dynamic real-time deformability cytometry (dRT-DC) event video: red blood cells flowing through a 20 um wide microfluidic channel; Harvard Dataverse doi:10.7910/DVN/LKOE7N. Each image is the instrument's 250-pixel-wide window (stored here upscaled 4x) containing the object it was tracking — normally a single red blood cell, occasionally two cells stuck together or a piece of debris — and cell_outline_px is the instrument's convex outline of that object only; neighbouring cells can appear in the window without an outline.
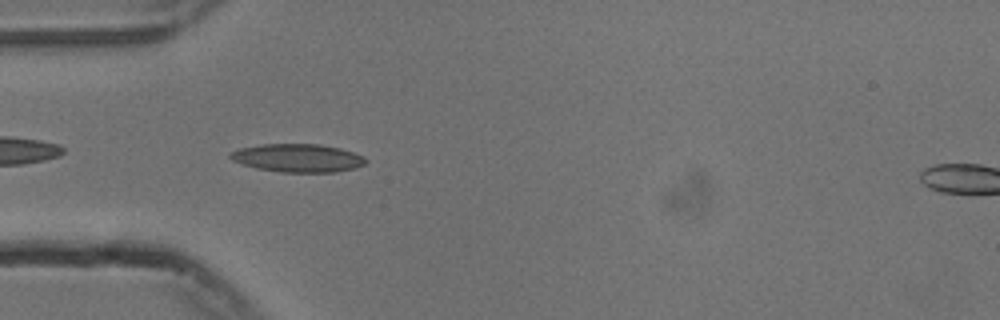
{"species": "common noctule bat (a hibernating species)", "species_latin": "Nyctalus noctula", "temperature_condition": "cold", "stored_images_in_passage": 41, "camera_frame_rate_fps": 3000, "um_per_image_px": 0.085, "animal": {"sex": "male", "body_mass_g": 13.3}, "frame": {"image": 1, "passage_image": 3, "time_ms": 0.667, "image_size_px": [1000, 320], "cell_outline_px": [[368, 160], [364, 164], [356, 168], [336, 172], [280, 172], [256, 168], [232, 160], [228, 156], [228, 152], [240, 148], [260, 144], [320, 144], [340, 148], [364, 156]], "centroid_in_image_um": [25.31, 13.42], "position_along_channel_um": 59.7, "area_um2": 22.37}}
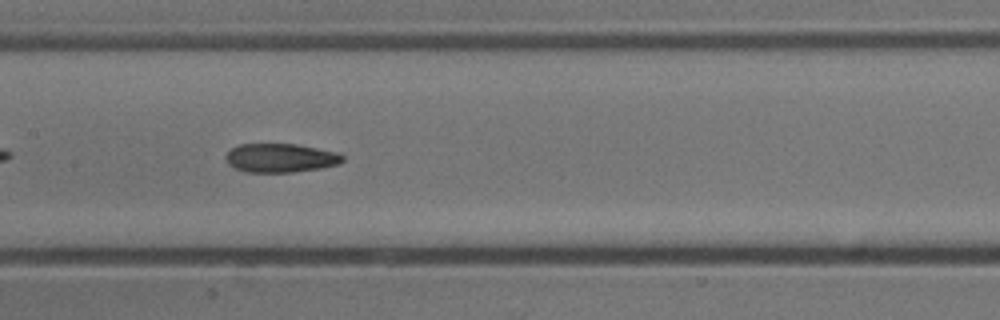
{"frame": {"image": 2, "passage_image": 13, "time_ms": 4.0, "image_size_px": [1000, 320], "cell_outline_px": [[344, 160], [340, 164], [320, 168], [292, 172], [244, 172], [228, 164], [224, 156], [232, 148], [240, 144], [296, 144], [336, 152], [344, 156]], "centroid_in_image_um": [23.84, 13.43], "position_along_channel_um": 183.6, "area_um2": 19.59}}
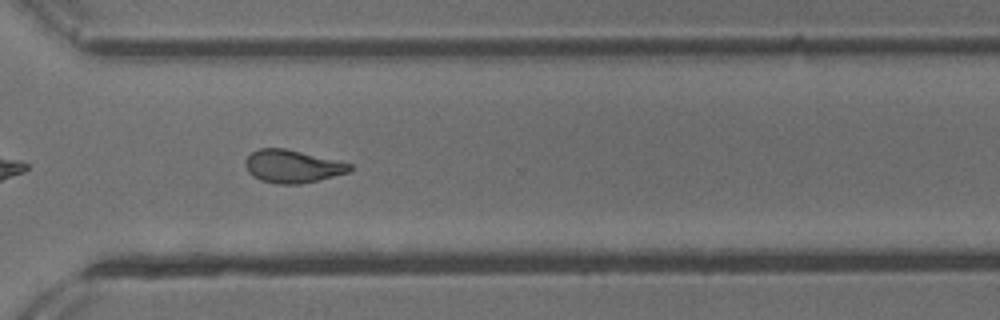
{"frame": {"image": 3, "passage_image": 26, "time_ms": 8.333, "image_size_px": [1000, 320], "cell_outline_px": [[352, 168], [348, 172], [300, 184], [280, 184], [260, 180], [252, 176], [248, 172], [244, 164], [244, 160], [252, 152], [260, 148], [284, 148], [352, 164]], "centroid_in_image_um": [24.79, 14.14], "position_along_channel_um": 345.8, "area_um2": 19.71}, "authors_computed_cell_mechanics": {"area_um2": 20.1722, "velocity_mm_per_s": 3.7545, "shape_relaxation_time_tau1_ms": 6.7382, "shape_relaxation_time_tau2_ms": 2.3227, "deformation_change_tau1": 0.1935, "deformation_change_tau2": 0.0925}}